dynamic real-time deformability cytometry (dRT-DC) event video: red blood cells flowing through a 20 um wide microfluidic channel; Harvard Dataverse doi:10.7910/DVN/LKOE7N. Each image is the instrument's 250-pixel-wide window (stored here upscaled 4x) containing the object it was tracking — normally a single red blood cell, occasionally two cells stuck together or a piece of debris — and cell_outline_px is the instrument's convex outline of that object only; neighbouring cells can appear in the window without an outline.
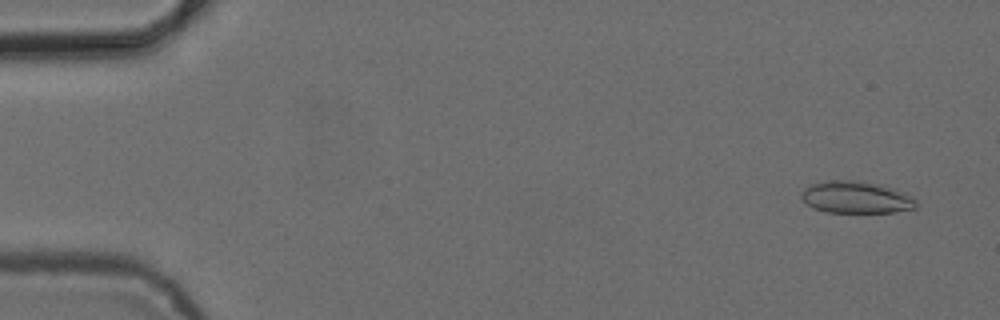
{"species": "common noctule bat (a hibernating species)", "species_latin": "Nyctalus noctula", "temperature_condition": "cold", "stored_images_in_passage": 45, "camera_frame_rate_fps": 3000, "um_per_image_px": 0.085, "animal": {"sex": "female", "body_mass_g": 24.6, "forearm_length_mm": 56.2}, "frame": {"image": 1, "passage_image": 1, "time_ms": 0.0, "image_size_px": [1000, 320], "cell_outline_px": [[920, 204], [916, 208], [896, 212], [824, 212], [812, 208], [800, 196], [800, 192], [804, 188], [812, 184], [828, 180], [856, 180], [880, 184], [896, 188], [912, 196]], "centroid_in_image_um": [72.81, 16.77], "position_along_channel_um": 12.2, "area_um2": 21.79}}
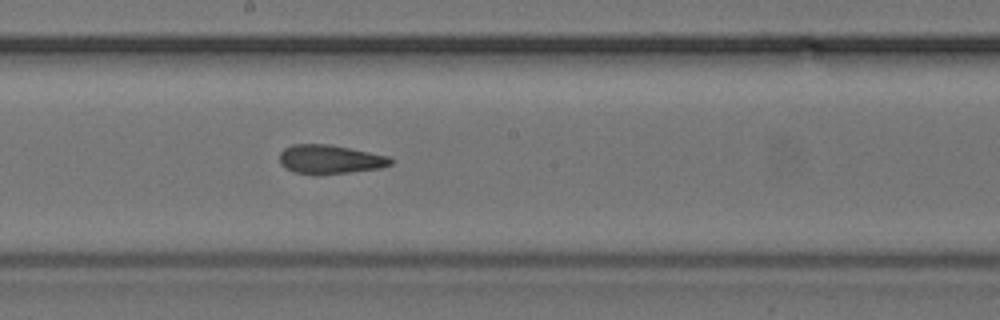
{"frame": {"image": 2, "passage_image": 27, "time_ms": 8.667, "image_size_px": [1000, 320], "cell_outline_px": [[392, 164], [380, 168], [316, 176], [292, 172], [284, 168], [280, 164], [280, 152], [284, 148], [292, 144], [328, 144], [388, 156], [392, 160]], "centroid_in_image_um": [27.97, 13.56], "position_along_channel_um": 220.2, "area_um2": 18.9}}
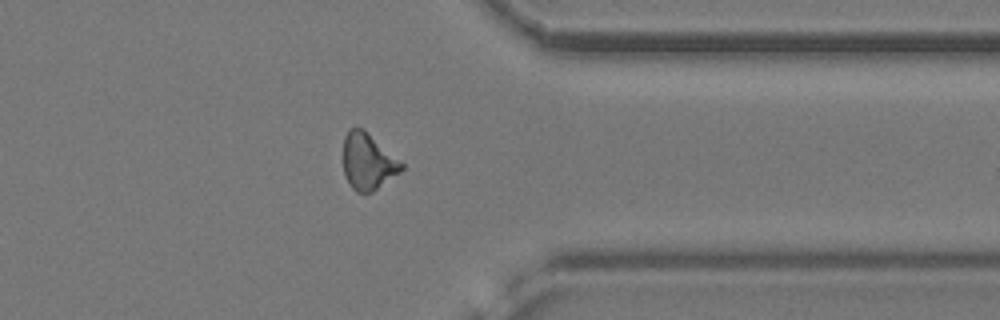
{"frame": {"image": 3, "passage_image": 40, "time_ms": 13.0, "image_size_px": [1000, 320], "cell_outline_px": [[404, 168], [400, 172], [372, 192], [356, 192], [352, 188], [344, 172], [344, 136], [348, 128], [364, 128], [400, 160], [404, 164]], "centroid_in_image_um": [31.28, 13.7], "position_along_channel_um": 380.1, "area_um2": 19.07}}